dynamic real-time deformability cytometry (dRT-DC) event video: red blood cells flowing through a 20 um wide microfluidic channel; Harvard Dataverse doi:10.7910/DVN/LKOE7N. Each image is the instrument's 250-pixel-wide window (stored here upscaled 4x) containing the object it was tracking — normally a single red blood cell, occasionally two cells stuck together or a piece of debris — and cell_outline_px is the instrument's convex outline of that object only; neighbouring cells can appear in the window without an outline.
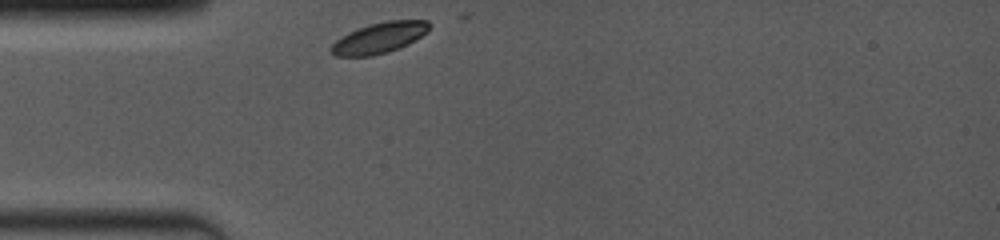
{"species": "common noctule bat (a hibernating species)", "species_latin": "Nyctalus noctula", "temperature_condition": "room temperature", "stored_images_in_passage": 14, "camera_frame_rate_fps": 4000, "um_per_image_px": 0.085, "animal": {"sex": "female", "body_mass_g": 19.0, "forearm_length_mm": 53.3}, "frame": {"image": 1, "passage_image": 1, "time_ms": 0.0, "image_size_px": [1000, 240], "cell_outline_px": [[428, 32], [408, 44], [388, 52], [372, 56], [336, 56], [328, 52], [328, 48], [336, 40], [348, 32], [372, 24], [388, 20], [428, 20]], "centroid_in_image_um": [32.2, 3.23], "position_along_channel_um": 52.8, "area_um2": 17.51}}
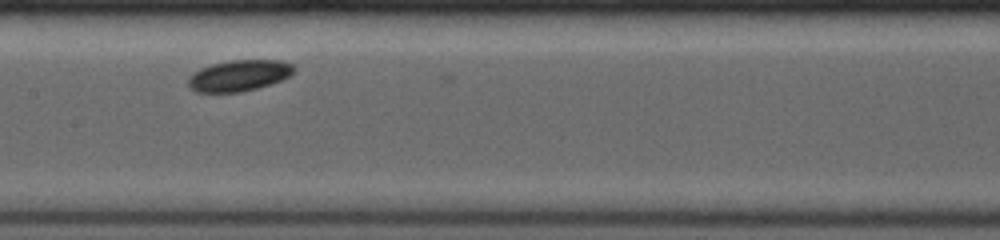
{"frame": {"image": 2, "passage_image": 11, "time_ms": 3.75, "image_size_px": [1000, 240], "cell_outline_px": [[296, 72], [292, 76], [256, 88], [240, 92], [196, 92], [188, 88], [188, 76], [200, 68], [212, 64], [232, 60], [280, 60], [292, 64], [296, 68]], "centroid_in_image_um": [20.32, 6.42], "position_along_channel_um": 187.1, "area_um2": 19.31}}